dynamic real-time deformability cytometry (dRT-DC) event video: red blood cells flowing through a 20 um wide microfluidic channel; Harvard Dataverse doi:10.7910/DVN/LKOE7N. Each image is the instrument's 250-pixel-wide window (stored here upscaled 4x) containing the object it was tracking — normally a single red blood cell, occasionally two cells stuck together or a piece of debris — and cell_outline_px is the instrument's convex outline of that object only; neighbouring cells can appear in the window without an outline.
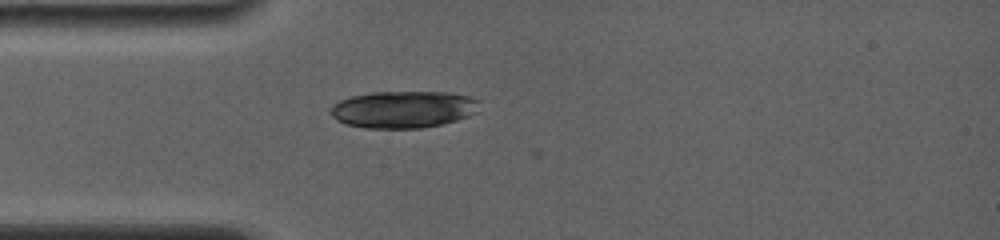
{"species": "common noctule bat (a hibernating species)", "species_latin": "Nyctalus noctula", "temperature_condition": "room temperature", "stored_images_in_passage": 3, "camera_frame_rate_fps": 4000, "um_per_image_px": 0.085, "animal": {"sex": "female", "body_mass_g": 19.0, "forearm_length_mm": 56.7}, "frame": {"image": 1, "passage_image": 2, "time_ms": 0.5, "image_size_px": [1000, 240], "cell_outline_px": [[480, 100], [476, 112], [468, 116], [456, 120], [440, 124], [420, 128], [364, 128], [344, 124], [336, 120], [332, 116], [332, 104], [340, 100], [352, 96], [372, 92], [448, 92], [468, 96]], "centroid_in_image_um": [34.27, 9.3], "position_along_channel_um": 50.7, "area_um2": 32.08}}